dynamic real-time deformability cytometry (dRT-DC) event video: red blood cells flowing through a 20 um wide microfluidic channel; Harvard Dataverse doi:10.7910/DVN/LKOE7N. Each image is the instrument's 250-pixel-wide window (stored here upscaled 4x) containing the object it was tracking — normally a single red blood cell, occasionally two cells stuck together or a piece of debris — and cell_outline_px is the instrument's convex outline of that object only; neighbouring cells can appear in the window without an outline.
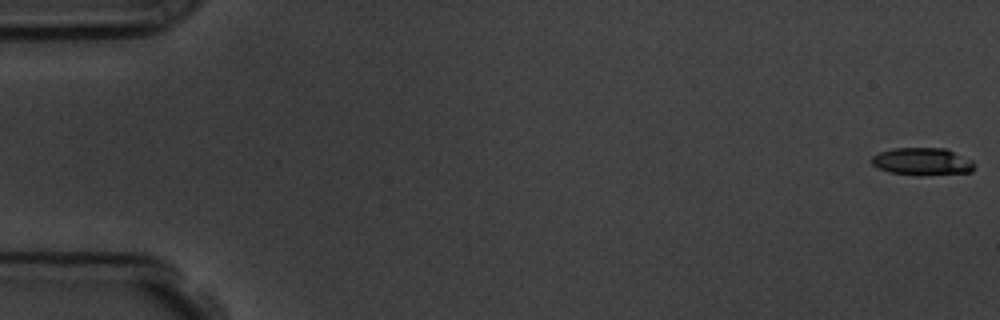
{"species": "common noctule bat (a hibernating species)", "species_latin": "Nyctalus noctula", "temperature_condition": "room temperature", "stored_images_in_passage": 57, "camera_frame_rate_fps": 3000, "um_per_image_px": 0.085, "animal": {"sex": "male", "body_mass_g": 19.5, "forearm_length_mm": 54.6}, "frame": {"image": 1, "passage_image": 1, "time_ms": 0.0, "image_size_px": [1000, 320], "cell_outline_px": [[976, 168], [972, 172], [888, 172], [876, 168], [872, 164], [872, 156], [880, 152], [892, 148], [944, 148], [972, 160], [976, 164]], "centroid_in_image_um": [78.38, 13.67], "position_along_channel_um": 6.6, "area_um2": 15.49}}
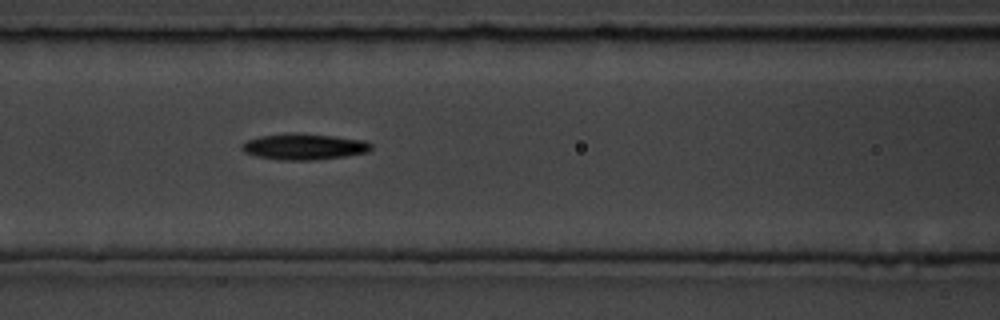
{"frame": {"image": 2, "passage_image": 25, "time_ms": 8.0, "image_size_px": [1000, 320], "cell_outline_px": [[372, 148], [368, 152], [344, 156], [316, 160], [280, 160], [256, 156], [244, 152], [240, 148], [240, 144], [248, 140], [260, 136], [288, 132], [296, 132], [368, 140], [372, 144]], "centroid_in_image_um": [25.84, 12.45], "position_along_channel_um": 140.8, "area_um2": 19.94}}
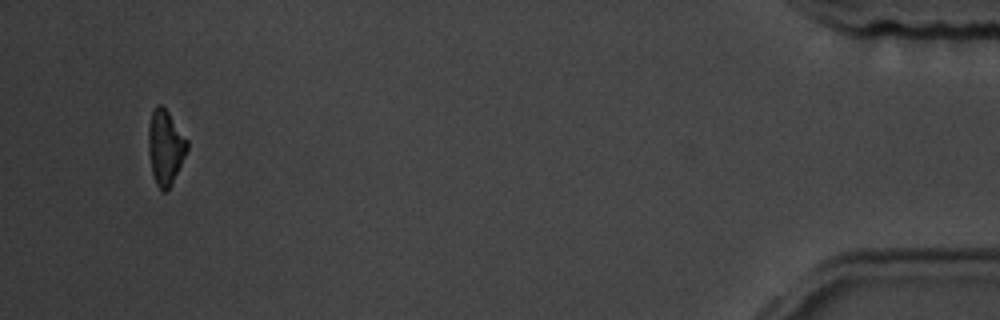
{"frame": {"image": 3, "passage_image": 55, "time_ms": 18.0, "image_size_px": [1000, 320], "cell_outline_px": [[188, 148], [168, 188], [164, 192], [156, 184], [152, 172], [148, 152], [148, 124], [152, 112], [156, 104], [160, 104], [168, 112], [188, 140]], "centroid_in_image_um": [14.03, 12.46], "position_along_channel_um": 421.2, "area_um2": 16.47}, "authors_computed_cell_mechanics": {"area_um2": 17.9758, "velocity_mm_per_s": 3.5963, "shape_relaxation_time_tau1_ms": 3.5409, "shape_relaxation_time_tau2_ms": 10.403, "deformation_change_tau1": 0.1214, "deformation_change_tau2": 0.2205}}